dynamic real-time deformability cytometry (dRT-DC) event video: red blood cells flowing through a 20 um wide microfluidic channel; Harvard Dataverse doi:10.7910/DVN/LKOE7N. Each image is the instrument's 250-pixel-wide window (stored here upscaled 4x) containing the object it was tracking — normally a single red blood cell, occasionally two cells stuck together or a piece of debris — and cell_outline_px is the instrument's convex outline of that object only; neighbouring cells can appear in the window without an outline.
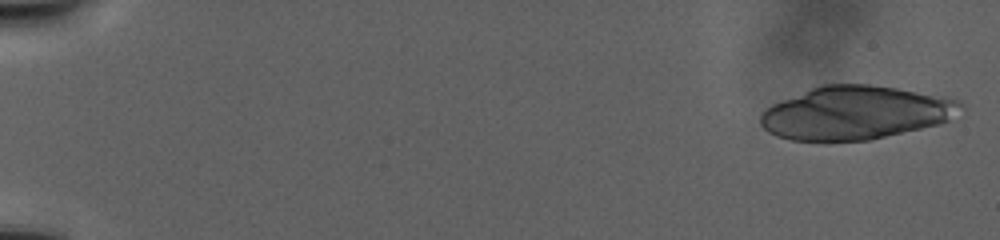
{"species": "human", "species_latin": "Homo sapiens", "temperature_condition": "warm", "stored_images_in_passage": 29, "camera_frame_rate_fps": 3000, "um_per_image_px": 0.085, "donor": {"sex": "male"}, "frame": {"image": 1, "passage_image": 1, "time_ms": 0.0, "image_size_px": [1000, 240], "cell_outline_px": [[964, 108], [948, 120], [940, 124], [872, 140], [792, 140], [776, 136], [768, 132], [760, 124], [760, 116], [772, 104], [820, 84], [868, 84], [896, 88], [948, 96], [964, 104]], "centroid_in_image_um": [72.76, 9.58], "position_along_channel_um": 12.2, "area_um2": 62.31}}
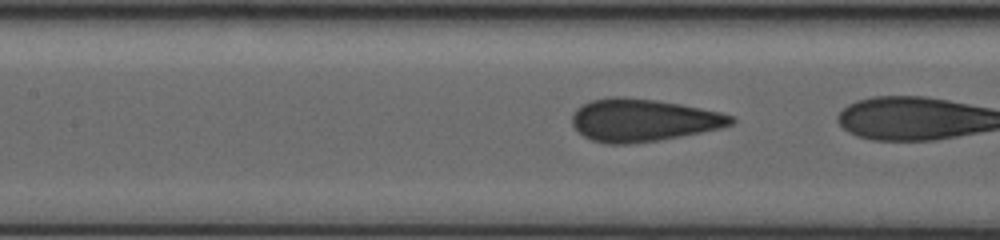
{"frame": {"image": 2, "passage_image": 28, "time_ms": 17.333, "image_size_px": [1000, 240], "cell_outline_px": [[736, 120], [732, 124], [720, 128], [660, 140], [628, 144], [604, 144], [592, 140], [584, 136], [572, 124], [572, 116], [576, 108], [580, 104], [592, 100], [608, 96], [624, 96], [656, 100], [680, 104], [720, 112], [736, 116]], "centroid_in_image_um": [54.64, 10.2], "position_along_channel_um": 152.8, "area_um2": 39.59}}